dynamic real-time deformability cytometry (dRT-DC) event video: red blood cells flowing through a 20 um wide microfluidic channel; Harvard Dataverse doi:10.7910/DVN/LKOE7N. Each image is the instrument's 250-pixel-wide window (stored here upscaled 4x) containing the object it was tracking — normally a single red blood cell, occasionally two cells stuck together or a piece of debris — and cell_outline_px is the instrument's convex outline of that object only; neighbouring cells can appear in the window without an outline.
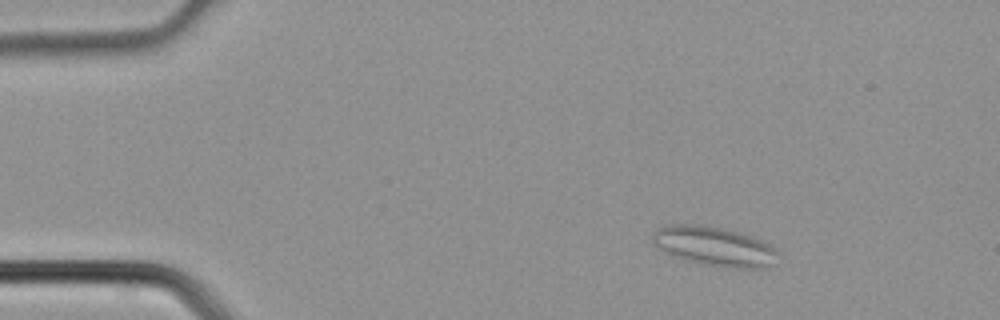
{"species": "common noctule bat (a hibernating species)", "species_latin": "Nyctalus noctula", "temperature_condition": "cold", "stored_images_in_passage": 4, "camera_frame_rate_fps": 3000, "um_per_image_px": 0.085, "animal": {"sex": "male", "body_mass_g": 21.5, "forearm_length_mm": 52.0}, "frame": {"image": 1, "passage_image": 2, "time_ms": 0.333, "image_size_px": [1000, 320], "cell_outline_px": [[784, 256], [776, 264], [768, 268], [732, 268], [704, 264], [684, 260], [672, 256], [652, 244], [652, 232], [656, 228], [668, 224], [696, 224], [720, 228], [736, 232], [760, 240], [776, 248]], "centroid_in_image_um": [60.75, 20.96], "position_along_channel_um": 24.2, "area_um2": 29.25}}